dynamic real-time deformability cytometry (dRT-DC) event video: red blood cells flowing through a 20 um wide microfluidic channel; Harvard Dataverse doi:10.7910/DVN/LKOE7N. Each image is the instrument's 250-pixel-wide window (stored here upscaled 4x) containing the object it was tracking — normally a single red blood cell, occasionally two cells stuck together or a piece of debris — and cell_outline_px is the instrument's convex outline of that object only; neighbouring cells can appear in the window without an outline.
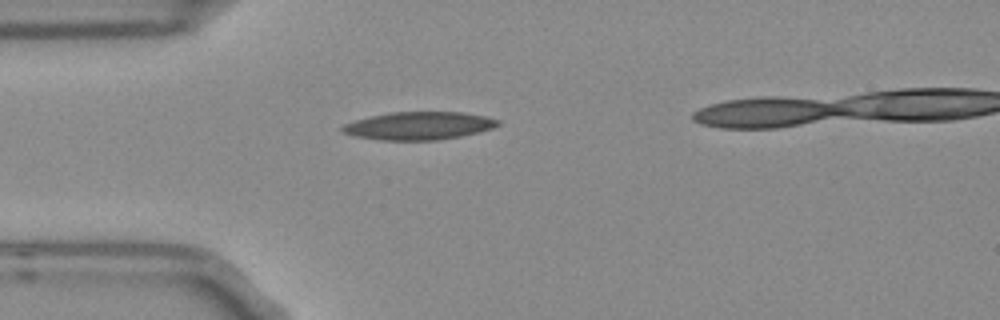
{"species": "Egyptian fruit bat (a non-hibernating species)", "species_latin": "Rousettus aegyptiacus", "temperature_condition": "room temperature", "stored_images_in_passage": 2, "camera_frame_rate_fps": 3000, "um_per_image_px": 0.085, "frame": {"image": 1, "passage_image": 1, "time_ms": 0.0, "image_size_px": [1000, 320], "cell_outline_px": [[500, 124], [492, 128], [460, 136], [436, 140], [380, 140], [356, 136], [344, 132], [340, 128], [344, 124], [356, 120], [388, 112], [464, 112], [488, 116], [500, 120]], "centroid_in_image_um": [35.63, 10.68], "position_along_channel_um": 49.4, "area_um2": 25.14}}